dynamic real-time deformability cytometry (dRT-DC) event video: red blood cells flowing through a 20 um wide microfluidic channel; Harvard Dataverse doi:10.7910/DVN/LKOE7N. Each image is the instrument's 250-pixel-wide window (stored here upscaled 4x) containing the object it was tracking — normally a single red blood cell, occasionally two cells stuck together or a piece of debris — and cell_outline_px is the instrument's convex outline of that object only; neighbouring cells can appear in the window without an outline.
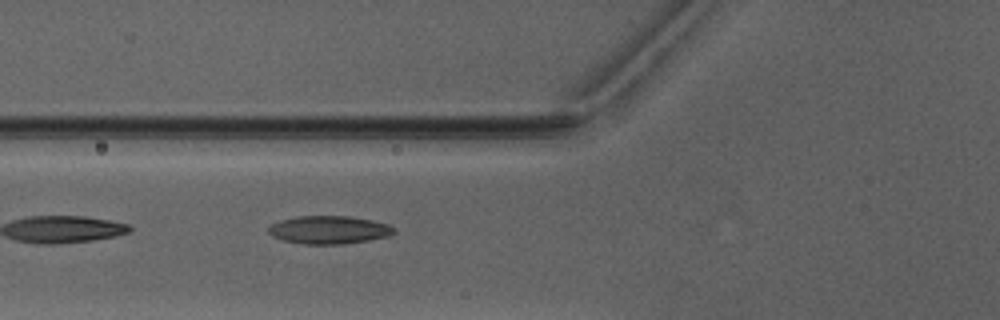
{"species": "Egyptian fruit bat (a non-hibernating species)", "species_latin": "Rousettus aegyptiacus", "temperature_condition": "warm", "stored_images_in_passage": 2, "camera_frame_rate_fps": 3000, "um_per_image_px": 0.085, "animal": {"sex": "male"}, "frame": {"image": 1, "passage_image": 2, "time_ms": 1.333, "image_size_px": [1000, 320], "cell_outline_px": [[392, 232], [388, 236], [368, 240], [344, 244], [304, 244], [284, 240], [272, 236], [268, 232], [268, 228], [272, 224], [280, 220], [300, 216], [348, 216], [372, 220], [388, 224], [392, 228]], "centroid_in_image_um": [27.92, 19.53], "position_along_channel_um": 97.9, "area_um2": 20.23}}